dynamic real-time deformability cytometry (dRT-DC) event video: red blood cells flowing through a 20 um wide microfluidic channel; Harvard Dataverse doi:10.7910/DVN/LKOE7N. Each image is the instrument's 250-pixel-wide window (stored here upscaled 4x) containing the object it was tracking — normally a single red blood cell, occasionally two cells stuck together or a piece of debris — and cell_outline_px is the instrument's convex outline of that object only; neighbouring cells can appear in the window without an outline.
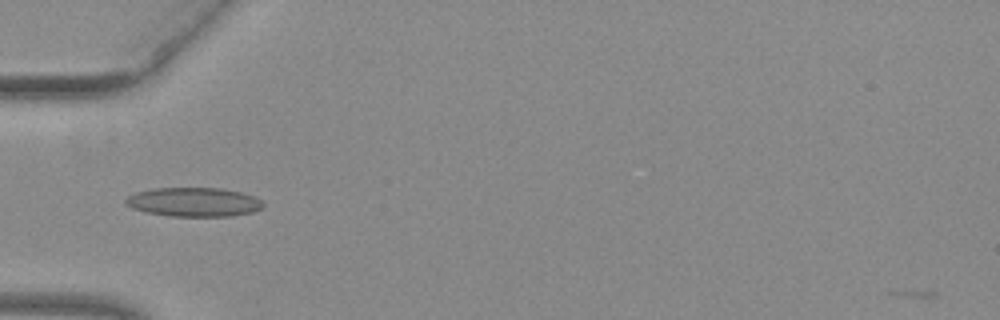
{"species": "common noctule bat (a hibernating species)", "species_latin": "Nyctalus noctula", "temperature_condition": "warm", "stored_images_in_passage": 35, "camera_frame_rate_fps": 3000, "um_per_image_px": 0.085, "animal": {"sex": "female", "body_mass_g": 29.2, "forearm_length_mm": 56.3}, "frame": {"image": 1, "passage_image": 1, "time_ms": 0.0, "image_size_px": [1000, 320], "cell_outline_px": [[264, 204], [260, 208], [252, 212], [232, 216], [172, 216], [148, 212], [132, 208], [124, 204], [124, 200], [128, 196], [136, 192], [156, 188], [220, 188], [240, 192], [252, 196], [260, 200]], "centroid_in_image_um": [16.44, 17.17], "position_along_channel_um": 68.6, "area_um2": 23.06}}
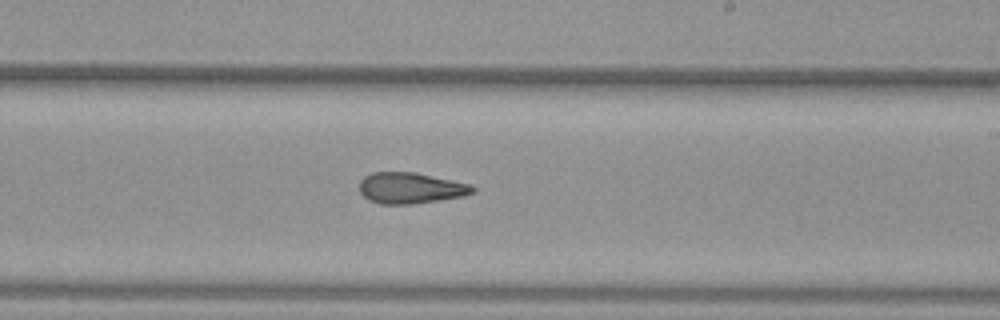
{"frame": {"image": 2, "passage_image": 15, "time_ms": 4.667, "image_size_px": [1000, 320], "cell_outline_px": [[476, 192], [464, 196], [412, 204], [380, 204], [368, 200], [360, 192], [360, 180], [364, 176], [372, 172], [416, 172], [472, 184], [476, 188]], "centroid_in_image_um": [34.92, 15.98], "position_along_channel_um": 254.1, "area_um2": 20.69}}
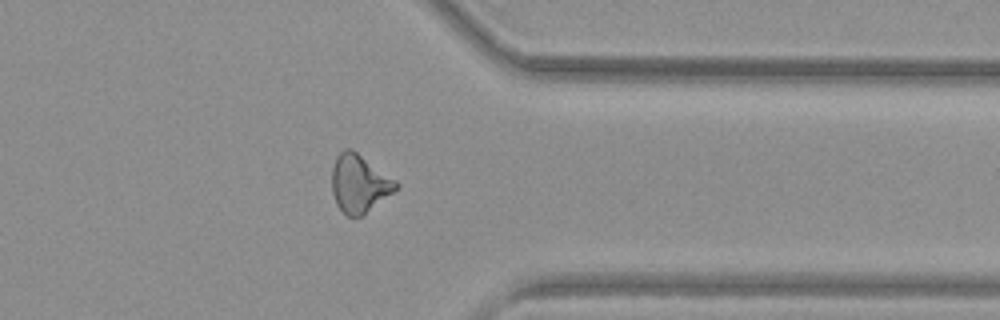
{"frame": {"image": 3, "passage_image": 25, "time_ms": 8.0, "image_size_px": [1000, 320], "cell_outline_px": [[400, 188], [360, 216], [348, 216], [336, 204], [332, 192], [332, 168], [336, 156], [344, 148], [352, 148], [396, 180], [400, 184]], "centroid_in_image_um": [30.55, 15.57], "position_along_channel_um": 380.9, "area_um2": 21.62}, "authors_computed_cell_mechanics": {"area_um2": 20.9236, "velocity_mm_per_s": 3.9905, "shape_relaxation_time_tau1_ms": null, "shape_relaxation_time_tau2_ms": 2.9909, "deformation_change_tau1": null, "deformation_change_tau2": 0.1078}}